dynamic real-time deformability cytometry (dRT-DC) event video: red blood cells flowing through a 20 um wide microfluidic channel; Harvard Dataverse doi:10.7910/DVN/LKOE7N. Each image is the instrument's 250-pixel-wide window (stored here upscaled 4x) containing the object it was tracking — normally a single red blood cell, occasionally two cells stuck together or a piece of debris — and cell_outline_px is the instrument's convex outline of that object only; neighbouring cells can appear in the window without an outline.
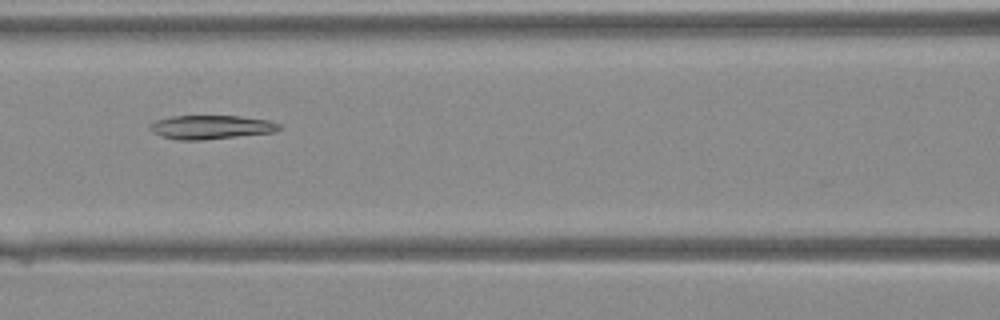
{"species": "Egyptian fruit bat (a non-hibernating species)", "species_latin": "Rousettus aegyptiacus", "temperature_condition": "warm", "stored_images_in_passage": 14, "camera_frame_rate_fps": 3000, "um_per_image_px": 0.085, "animal": {"sex": "female"}, "frame": {"image": 1, "passage_image": 7, "time_ms": 2.0, "image_size_px": [1000, 320], "cell_outline_px": [[280, 128], [272, 132], [200, 140], [176, 140], [160, 136], [152, 132], [148, 128], [148, 124], [156, 120], [172, 116], [240, 116], [268, 120], [280, 124]], "centroid_in_image_um": [17.85, 10.8], "position_along_channel_um": 148.8, "area_um2": 17.86}}
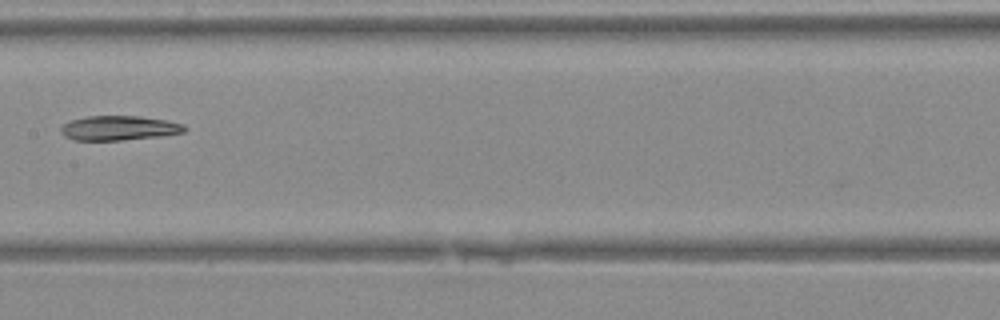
{"frame": {"image": 2, "passage_image": 10, "time_ms": 3.0, "image_size_px": [1000, 320], "cell_outline_px": [[188, 128], [184, 132], [160, 136], [120, 140], [72, 140], [64, 136], [60, 132], [60, 128], [64, 124], [72, 120], [88, 116], [140, 116], [168, 120], [184, 124]], "centroid_in_image_um": [10.13, 10.88], "position_along_channel_um": 197.3, "area_um2": 17.74}}
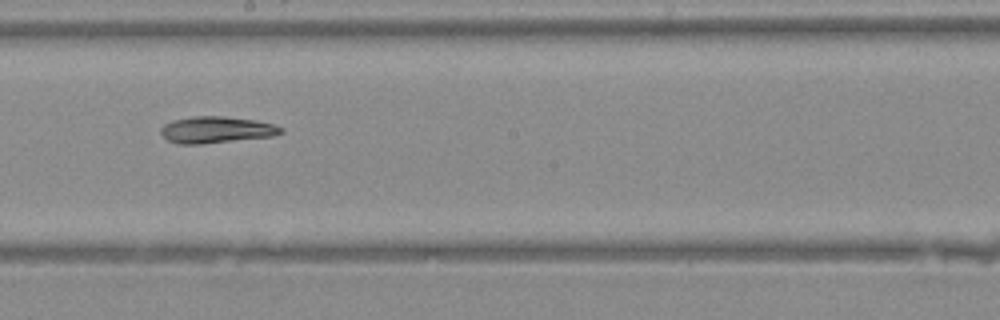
{"frame": {"image": 3, "passage_image": 12, "time_ms": 3.667, "image_size_px": [1000, 320], "cell_outline_px": [[284, 132], [272, 136], [200, 144], [180, 144], [168, 140], [160, 132], [160, 128], [164, 124], [172, 120], [192, 116], [224, 116], [252, 120], [272, 124], [284, 128]], "centroid_in_image_um": [18.36, 11.02], "position_along_channel_um": 229.8, "area_um2": 18.44}}